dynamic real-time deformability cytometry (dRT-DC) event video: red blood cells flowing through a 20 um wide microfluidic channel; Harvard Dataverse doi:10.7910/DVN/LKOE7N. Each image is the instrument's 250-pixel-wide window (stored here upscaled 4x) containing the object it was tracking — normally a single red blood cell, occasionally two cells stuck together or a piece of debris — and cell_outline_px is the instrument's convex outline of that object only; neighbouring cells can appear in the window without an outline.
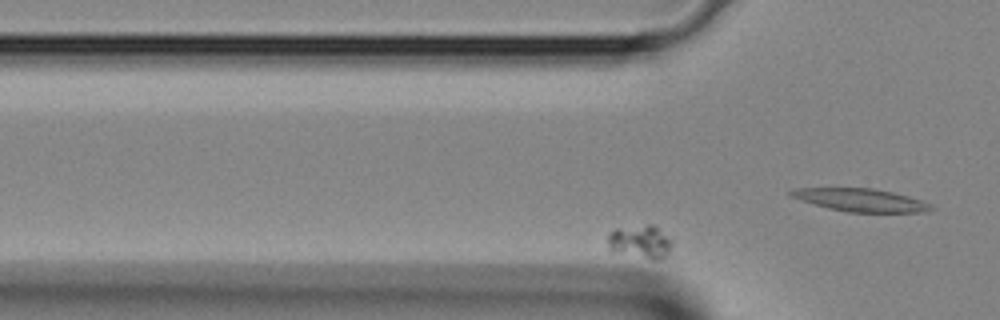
{"species": "Egyptian fruit bat (a non-hibernating species)", "species_latin": "Rousettus aegyptiacus", "temperature_condition": "room temperature", "stored_images_in_passage": 36, "camera_frame_rate_fps": 3000, "um_per_image_px": 0.085, "animal": {"sex": "female"}, "frame": {"image": 1, "passage_image": 11, "time_ms": 3.333, "image_size_px": [1000, 320], "cell_outline_px": [[672, 248], [660, 260], [652, 260], [612, 252], [608, 248], [608, 236], [616, 228], [648, 224], [652, 224], [672, 240]], "centroid_in_image_um": [54.41, 20.57], "position_along_channel_um": 71.4, "area_um2": 12.6}}